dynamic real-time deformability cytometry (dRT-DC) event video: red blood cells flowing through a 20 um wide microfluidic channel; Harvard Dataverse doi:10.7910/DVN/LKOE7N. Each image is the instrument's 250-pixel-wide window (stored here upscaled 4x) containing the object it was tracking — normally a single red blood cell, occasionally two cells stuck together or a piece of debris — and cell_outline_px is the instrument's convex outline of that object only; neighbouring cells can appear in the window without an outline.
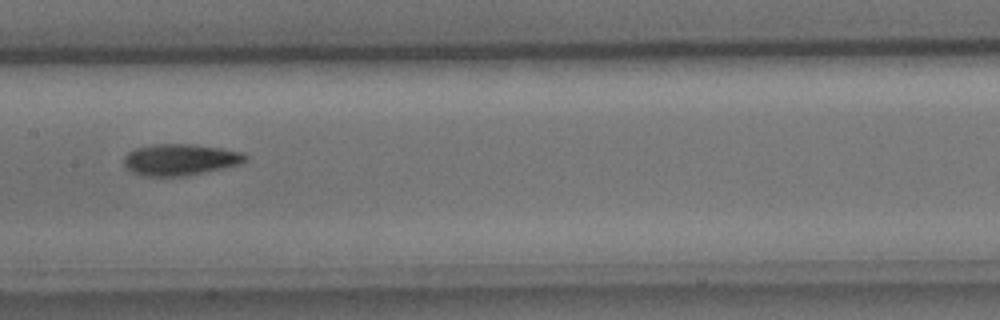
{"species": "common noctule bat (a hibernating species)", "species_latin": "Nyctalus noctula", "temperature_condition": "cold", "stored_images_in_passage": 10, "camera_frame_rate_fps": 3000, "um_per_image_px": 0.085, "animal": {"sex": "male", "body_mass_g": 15.6}, "frame": {"image": 1, "passage_image": 10, "time_ms": 3.0, "image_size_px": [1000, 320], "cell_outline_px": [[248, 160], [240, 164], [224, 168], [184, 176], [140, 176], [132, 172], [124, 164], [124, 156], [128, 152], [136, 148], [156, 144], [192, 144], [220, 148], [244, 152], [248, 156]], "centroid_in_image_um": [15.34, 13.57], "position_along_channel_um": 192.1, "area_um2": 22.31}}